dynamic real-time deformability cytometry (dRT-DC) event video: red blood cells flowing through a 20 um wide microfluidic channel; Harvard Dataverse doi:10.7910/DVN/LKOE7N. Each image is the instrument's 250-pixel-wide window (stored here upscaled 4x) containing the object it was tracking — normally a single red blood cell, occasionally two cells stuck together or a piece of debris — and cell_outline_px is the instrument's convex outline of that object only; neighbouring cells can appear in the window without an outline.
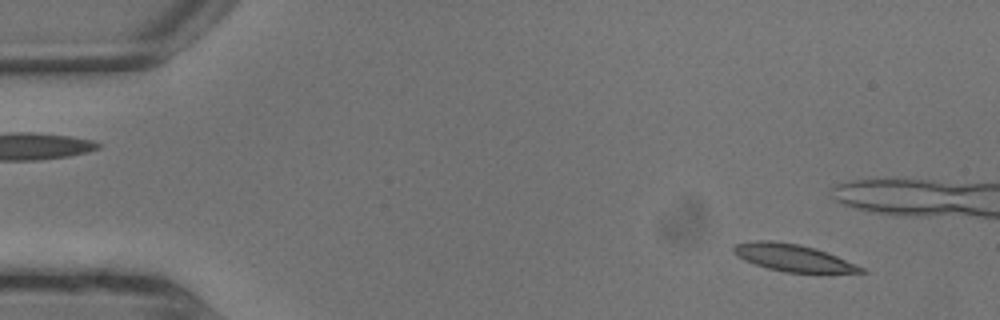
{"species": "common noctule bat (a hibernating species)", "species_latin": "Nyctalus noctula", "temperature_condition": "warm", "stored_images_in_passage": 6, "camera_frame_rate_fps": 3000, "um_per_image_px": 0.085, "animal": {"sex": "male", "body_mass_g": 13.3}, "frame": {"image": 1, "passage_image": 2, "time_ms": 0.333, "image_size_px": [1000, 320], "cell_outline_px": [[860, 272], [796, 272], [776, 268], [760, 264], [744, 256], [736, 248], [744, 244], [792, 244], [824, 252], [856, 268]], "centroid_in_image_um": [67.52, 21.96], "position_along_channel_um": 17.5, "area_um2": 16.07}}